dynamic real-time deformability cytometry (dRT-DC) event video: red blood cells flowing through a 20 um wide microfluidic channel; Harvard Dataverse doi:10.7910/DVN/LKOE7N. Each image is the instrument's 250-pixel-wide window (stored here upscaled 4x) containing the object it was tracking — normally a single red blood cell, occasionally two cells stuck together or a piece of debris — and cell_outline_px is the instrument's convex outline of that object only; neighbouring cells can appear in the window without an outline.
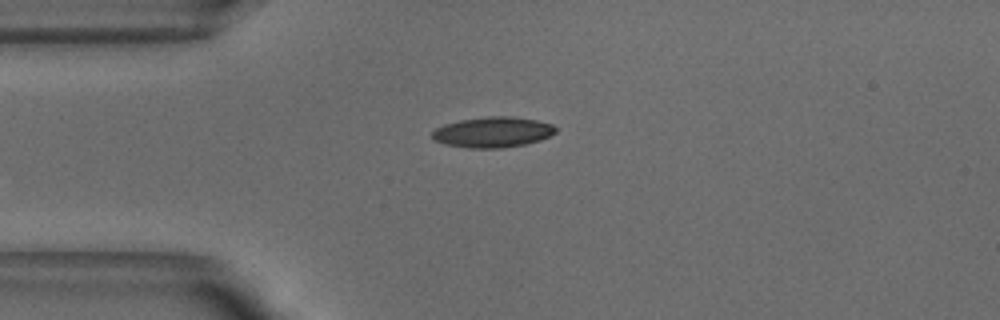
{"species": "common noctule bat (a hibernating species)", "species_latin": "Nyctalus noctula", "temperature_condition": "warm", "stored_images_in_passage": 40, "camera_frame_rate_fps": 3000, "um_per_image_px": 0.085, "animal": {"sex": "male", "body_mass_g": 18.8}, "frame": {"image": 1, "passage_image": 1, "time_ms": 0.0, "image_size_px": [1000, 320], "cell_outline_px": [[556, 132], [540, 140], [524, 144], [504, 148], [468, 148], [448, 144], [436, 140], [432, 136], [432, 132], [436, 128], [444, 124], [460, 120], [488, 116], [512, 116], [536, 120], [552, 124], [556, 128]], "centroid_in_image_um": [41.9, 11.22], "position_along_channel_um": 43.1, "area_um2": 21.79}}
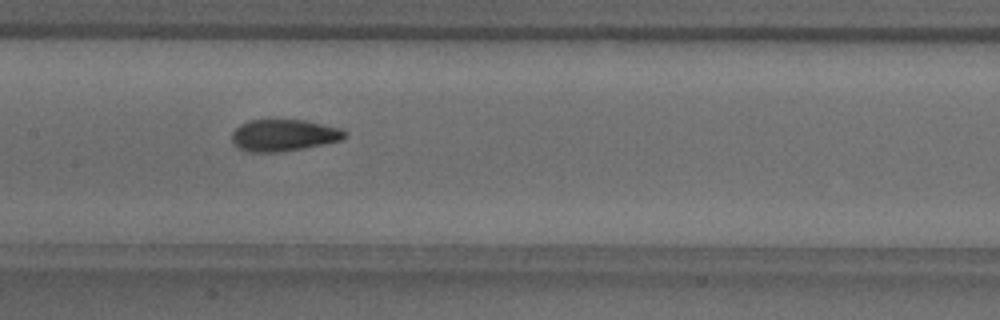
{"frame": {"image": 2, "passage_image": 13, "time_ms": 4.0, "image_size_px": [1000, 320], "cell_outline_px": [[348, 136], [340, 140], [324, 144], [304, 148], [280, 152], [248, 152], [240, 148], [232, 140], [232, 132], [240, 124], [248, 120], [308, 120], [340, 128], [348, 132]], "centroid_in_image_um": [24.15, 11.49], "position_along_channel_um": 183.2, "area_um2": 20.98}}
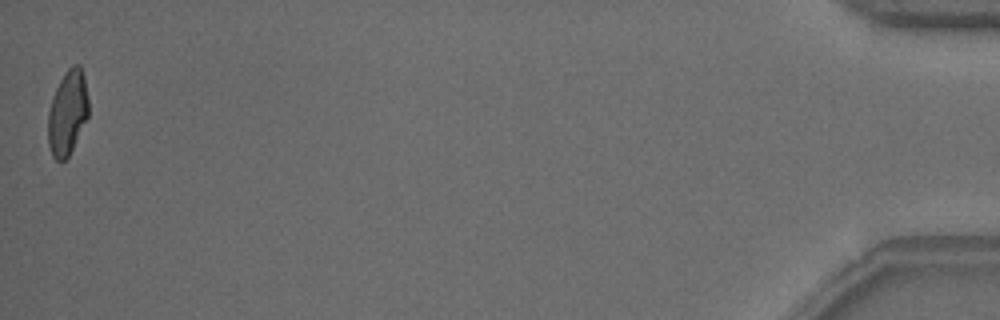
{"frame": {"image": 3, "passage_image": 40, "time_ms": 13.0, "image_size_px": [1000, 320], "cell_outline_px": [[88, 116], [68, 156], [64, 160], [56, 160], [52, 156], [48, 144], [48, 112], [52, 96], [60, 80], [68, 68], [72, 64], [80, 64], [84, 76], [88, 96]], "centroid_in_image_um": [5.73, 9.55], "position_along_channel_um": 429.5, "area_um2": 19.88}, "authors_computed_cell_mechanics": {"area_um2": 20.9236, "velocity_mm_per_s": 3.8552, "shape_relaxation_time_tau1_ms": 4.1765, "shape_relaxation_time_tau2_ms": 1.4529, "deformation_change_tau1": 0.1711, "deformation_change_tau2": 0.0695}}